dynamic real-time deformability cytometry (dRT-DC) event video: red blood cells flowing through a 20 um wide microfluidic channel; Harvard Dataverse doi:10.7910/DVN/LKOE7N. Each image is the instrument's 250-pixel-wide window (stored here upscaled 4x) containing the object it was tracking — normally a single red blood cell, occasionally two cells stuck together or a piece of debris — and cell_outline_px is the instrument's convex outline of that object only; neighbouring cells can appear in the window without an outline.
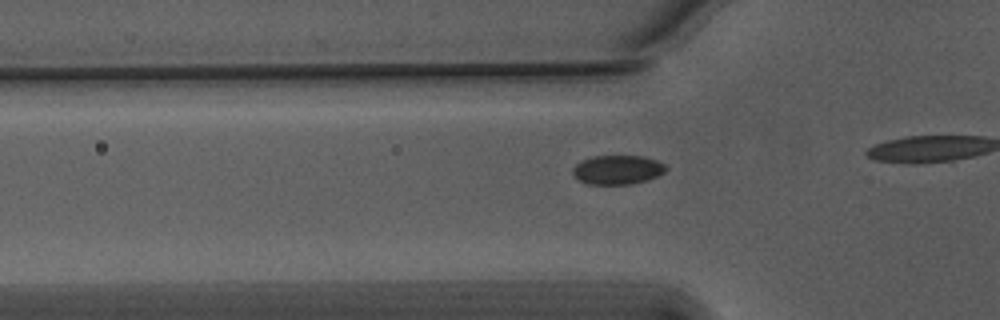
{"species": "Egyptian fruit bat (a non-hibernating species)", "species_latin": "Rousettus aegyptiacus", "temperature_condition": "warm", "stored_images_in_passage": 8, "camera_frame_rate_fps": 3000, "um_per_image_px": 0.085, "animal": {"sex": "male"}, "frame": {"image": 1, "passage_image": 3, "time_ms": 0.667, "image_size_px": [1000, 320], "cell_outline_px": [[668, 168], [664, 172], [648, 180], [632, 184], [588, 184], [580, 180], [572, 172], [572, 168], [576, 164], [592, 156], [644, 156], [656, 160], [664, 164]], "centroid_in_image_um": [52.51, 14.43], "position_along_channel_um": 73.3, "area_um2": 15.72}}
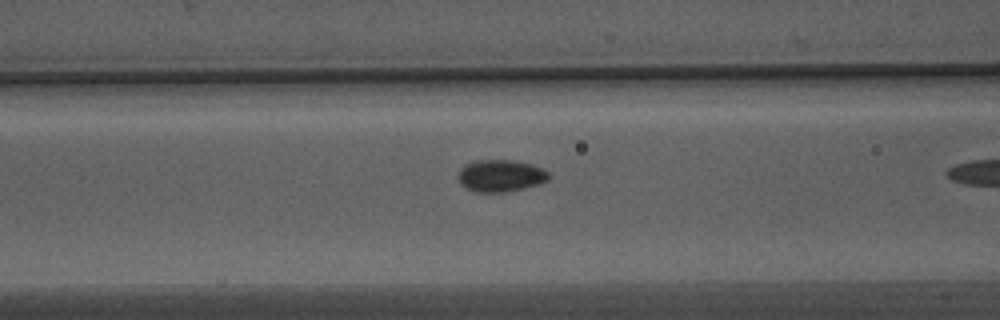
{"frame": {"image": 2, "passage_image": 7, "time_ms": 2.0, "image_size_px": [1000, 320], "cell_outline_px": [[552, 176], [548, 180], [540, 184], [524, 188], [504, 192], [472, 192], [460, 184], [456, 176], [460, 168], [464, 164], [476, 160], [512, 160], [532, 164], [544, 168]], "centroid_in_image_um": [42.54, 14.93], "position_along_channel_um": 124.1, "area_um2": 17.34}}